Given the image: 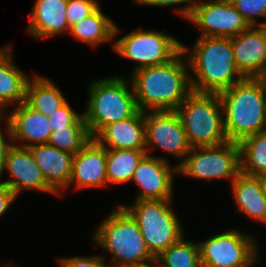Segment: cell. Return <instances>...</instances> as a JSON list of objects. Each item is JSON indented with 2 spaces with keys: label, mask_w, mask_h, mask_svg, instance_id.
<instances>
[{
  "label": "cell",
  "mask_w": 266,
  "mask_h": 267,
  "mask_svg": "<svg viewBox=\"0 0 266 267\" xmlns=\"http://www.w3.org/2000/svg\"><path fill=\"white\" fill-rule=\"evenodd\" d=\"M29 149L46 183L61 196L68 188L74 154L48 144L35 145Z\"/></svg>",
  "instance_id": "cell-18"
},
{
  "label": "cell",
  "mask_w": 266,
  "mask_h": 267,
  "mask_svg": "<svg viewBox=\"0 0 266 267\" xmlns=\"http://www.w3.org/2000/svg\"><path fill=\"white\" fill-rule=\"evenodd\" d=\"M48 121L52 127V131L64 127H87L83 114L80 115L73 110L68 101L50 114Z\"/></svg>",
  "instance_id": "cell-29"
},
{
  "label": "cell",
  "mask_w": 266,
  "mask_h": 267,
  "mask_svg": "<svg viewBox=\"0 0 266 267\" xmlns=\"http://www.w3.org/2000/svg\"><path fill=\"white\" fill-rule=\"evenodd\" d=\"M5 130L14 145L30 148L47 144L52 127L48 117L30 107L25 101L15 106L10 114L5 113ZM19 141V142H18ZM22 144H21V143ZM18 143H20L18 145Z\"/></svg>",
  "instance_id": "cell-16"
},
{
  "label": "cell",
  "mask_w": 266,
  "mask_h": 267,
  "mask_svg": "<svg viewBox=\"0 0 266 267\" xmlns=\"http://www.w3.org/2000/svg\"><path fill=\"white\" fill-rule=\"evenodd\" d=\"M264 195H265V199H266V177H265V184H264Z\"/></svg>",
  "instance_id": "cell-39"
},
{
  "label": "cell",
  "mask_w": 266,
  "mask_h": 267,
  "mask_svg": "<svg viewBox=\"0 0 266 267\" xmlns=\"http://www.w3.org/2000/svg\"><path fill=\"white\" fill-rule=\"evenodd\" d=\"M92 237L97 246L110 254L113 267H140L155 261L138 224L120 205L114 207Z\"/></svg>",
  "instance_id": "cell-4"
},
{
  "label": "cell",
  "mask_w": 266,
  "mask_h": 267,
  "mask_svg": "<svg viewBox=\"0 0 266 267\" xmlns=\"http://www.w3.org/2000/svg\"><path fill=\"white\" fill-rule=\"evenodd\" d=\"M237 229L226 230L199 243L202 267H253L259 247L253 236Z\"/></svg>",
  "instance_id": "cell-10"
},
{
  "label": "cell",
  "mask_w": 266,
  "mask_h": 267,
  "mask_svg": "<svg viewBox=\"0 0 266 267\" xmlns=\"http://www.w3.org/2000/svg\"><path fill=\"white\" fill-rule=\"evenodd\" d=\"M172 200H137L122 206L138 224L150 253L156 258L184 236Z\"/></svg>",
  "instance_id": "cell-7"
},
{
  "label": "cell",
  "mask_w": 266,
  "mask_h": 267,
  "mask_svg": "<svg viewBox=\"0 0 266 267\" xmlns=\"http://www.w3.org/2000/svg\"><path fill=\"white\" fill-rule=\"evenodd\" d=\"M16 198L13 191L5 183L0 181V217L10 209V206Z\"/></svg>",
  "instance_id": "cell-34"
},
{
  "label": "cell",
  "mask_w": 266,
  "mask_h": 267,
  "mask_svg": "<svg viewBox=\"0 0 266 267\" xmlns=\"http://www.w3.org/2000/svg\"><path fill=\"white\" fill-rule=\"evenodd\" d=\"M12 45L0 48V109L8 113L9 106L25 101L26 85L30 78L15 65L12 59ZM8 109V111H6Z\"/></svg>",
  "instance_id": "cell-22"
},
{
  "label": "cell",
  "mask_w": 266,
  "mask_h": 267,
  "mask_svg": "<svg viewBox=\"0 0 266 267\" xmlns=\"http://www.w3.org/2000/svg\"><path fill=\"white\" fill-rule=\"evenodd\" d=\"M133 2L137 5H145V6H157V7H166V6H178L179 4H185V7H179L175 12L178 13L184 19H188V17L192 14L195 7L199 4L200 0H133Z\"/></svg>",
  "instance_id": "cell-32"
},
{
  "label": "cell",
  "mask_w": 266,
  "mask_h": 267,
  "mask_svg": "<svg viewBox=\"0 0 266 267\" xmlns=\"http://www.w3.org/2000/svg\"><path fill=\"white\" fill-rule=\"evenodd\" d=\"M2 120H0L1 123ZM4 133L2 132V129L0 127V174L3 172L4 166H5V160L6 155L9 150V148L13 145L11 142L9 143L5 138Z\"/></svg>",
  "instance_id": "cell-35"
},
{
  "label": "cell",
  "mask_w": 266,
  "mask_h": 267,
  "mask_svg": "<svg viewBox=\"0 0 266 267\" xmlns=\"http://www.w3.org/2000/svg\"><path fill=\"white\" fill-rule=\"evenodd\" d=\"M94 139L106 149L145 150L144 112L106 125Z\"/></svg>",
  "instance_id": "cell-19"
},
{
  "label": "cell",
  "mask_w": 266,
  "mask_h": 267,
  "mask_svg": "<svg viewBox=\"0 0 266 267\" xmlns=\"http://www.w3.org/2000/svg\"><path fill=\"white\" fill-rule=\"evenodd\" d=\"M187 68L189 64L181 50L168 63L133 71L130 78L138 109L175 111L193 91Z\"/></svg>",
  "instance_id": "cell-1"
},
{
  "label": "cell",
  "mask_w": 266,
  "mask_h": 267,
  "mask_svg": "<svg viewBox=\"0 0 266 267\" xmlns=\"http://www.w3.org/2000/svg\"><path fill=\"white\" fill-rule=\"evenodd\" d=\"M8 171L10 178L1 180L4 171ZM0 181L5 183L16 195L20 192L34 189L37 191L58 194L46 183L39 166L34 161L29 148L13 145L9 148L3 172L0 174Z\"/></svg>",
  "instance_id": "cell-14"
},
{
  "label": "cell",
  "mask_w": 266,
  "mask_h": 267,
  "mask_svg": "<svg viewBox=\"0 0 266 267\" xmlns=\"http://www.w3.org/2000/svg\"><path fill=\"white\" fill-rule=\"evenodd\" d=\"M240 172V148L234 141L193 147L177 167V174L201 180L229 179L232 182Z\"/></svg>",
  "instance_id": "cell-8"
},
{
  "label": "cell",
  "mask_w": 266,
  "mask_h": 267,
  "mask_svg": "<svg viewBox=\"0 0 266 267\" xmlns=\"http://www.w3.org/2000/svg\"><path fill=\"white\" fill-rule=\"evenodd\" d=\"M99 6L98 0H68L66 10L68 27L91 15Z\"/></svg>",
  "instance_id": "cell-31"
},
{
  "label": "cell",
  "mask_w": 266,
  "mask_h": 267,
  "mask_svg": "<svg viewBox=\"0 0 266 267\" xmlns=\"http://www.w3.org/2000/svg\"><path fill=\"white\" fill-rule=\"evenodd\" d=\"M174 173L177 174V167L170 166L167 158L146 154L138 163L131 179L139 187L135 201L172 200Z\"/></svg>",
  "instance_id": "cell-13"
},
{
  "label": "cell",
  "mask_w": 266,
  "mask_h": 267,
  "mask_svg": "<svg viewBox=\"0 0 266 267\" xmlns=\"http://www.w3.org/2000/svg\"><path fill=\"white\" fill-rule=\"evenodd\" d=\"M193 147L218 146L228 142L218 93L192 91L175 110Z\"/></svg>",
  "instance_id": "cell-6"
},
{
  "label": "cell",
  "mask_w": 266,
  "mask_h": 267,
  "mask_svg": "<svg viewBox=\"0 0 266 267\" xmlns=\"http://www.w3.org/2000/svg\"><path fill=\"white\" fill-rule=\"evenodd\" d=\"M5 119V113L0 109V120Z\"/></svg>",
  "instance_id": "cell-37"
},
{
  "label": "cell",
  "mask_w": 266,
  "mask_h": 267,
  "mask_svg": "<svg viewBox=\"0 0 266 267\" xmlns=\"http://www.w3.org/2000/svg\"><path fill=\"white\" fill-rule=\"evenodd\" d=\"M153 263H154V265H152ZM155 264H157L156 261L151 262V263H149V264L142 265V266H140V267H162L160 264H159L158 266L155 265Z\"/></svg>",
  "instance_id": "cell-36"
},
{
  "label": "cell",
  "mask_w": 266,
  "mask_h": 267,
  "mask_svg": "<svg viewBox=\"0 0 266 267\" xmlns=\"http://www.w3.org/2000/svg\"><path fill=\"white\" fill-rule=\"evenodd\" d=\"M238 145L240 171L251 176L266 177V132L246 136Z\"/></svg>",
  "instance_id": "cell-25"
},
{
  "label": "cell",
  "mask_w": 266,
  "mask_h": 267,
  "mask_svg": "<svg viewBox=\"0 0 266 267\" xmlns=\"http://www.w3.org/2000/svg\"><path fill=\"white\" fill-rule=\"evenodd\" d=\"M2 267H15V266L14 265H11L9 263L8 264L5 263L4 265H2Z\"/></svg>",
  "instance_id": "cell-38"
},
{
  "label": "cell",
  "mask_w": 266,
  "mask_h": 267,
  "mask_svg": "<svg viewBox=\"0 0 266 267\" xmlns=\"http://www.w3.org/2000/svg\"><path fill=\"white\" fill-rule=\"evenodd\" d=\"M106 162L107 149L91 138L73 157L68 189L74 184L78 190L108 186Z\"/></svg>",
  "instance_id": "cell-17"
},
{
  "label": "cell",
  "mask_w": 266,
  "mask_h": 267,
  "mask_svg": "<svg viewBox=\"0 0 266 267\" xmlns=\"http://www.w3.org/2000/svg\"><path fill=\"white\" fill-rule=\"evenodd\" d=\"M119 30L115 22L101 11L100 5L91 15L70 27L69 33L79 42L95 48L103 42H112Z\"/></svg>",
  "instance_id": "cell-23"
},
{
  "label": "cell",
  "mask_w": 266,
  "mask_h": 267,
  "mask_svg": "<svg viewBox=\"0 0 266 267\" xmlns=\"http://www.w3.org/2000/svg\"><path fill=\"white\" fill-rule=\"evenodd\" d=\"M105 260L104 255L97 254L94 256L63 257L58 259V263L60 267H113Z\"/></svg>",
  "instance_id": "cell-33"
},
{
  "label": "cell",
  "mask_w": 266,
  "mask_h": 267,
  "mask_svg": "<svg viewBox=\"0 0 266 267\" xmlns=\"http://www.w3.org/2000/svg\"><path fill=\"white\" fill-rule=\"evenodd\" d=\"M67 99L50 79L38 74L29 78L26 85L25 102L47 117L62 106Z\"/></svg>",
  "instance_id": "cell-24"
},
{
  "label": "cell",
  "mask_w": 266,
  "mask_h": 267,
  "mask_svg": "<svg viewBox=\"0 0 266 267\" xmlns=\"http://www.w3.org/2000/svg\"><path fill=\"white\" fill-rule=\"evenodd\" d=\"M187 20L198 27V37L231 38L250 27L230 0H200Z\"/></svg>",
  "instance_id": "cell-12"
},
{
  "label": "cell",
  "mask_w": 266,
  "mask_h": 267,
  "mask_svg": "<svg viewBox=\"0 0 266 267\" xmlns=\"http://www.w3.org/2000/svg\"><path fill=\"white\" fill-rule=\"evenodd\" d=\"M88 88L89 98L83 117L92 138L106 125L127 119L139 110L132 83L124 77L96 79Z\"/></svg>",
  "instance_id": "cell-5"
},
{
  "label": "cell",
  "mask_w": 266,
  "mask_h": 267,
  "mask_svg": "<svg viewBox=\"0 0 266 267\" xmlns=\"http://www.w3.org/2000/svg\"><path fill=\"white\" fill-rule=\"evenodd\" d=\"M91 138L87 127H64L53 130L47 144L75 155Z\"/></svg>",
  "instance_id": "cell-28"
},
{
  "label": "cell",
  "mask_w": 266,
  "mask_h": 267,
  "mask_svg": "<svg viewBox=\"0 0 266 267\" xmlns=\"http://www.w3.org/2000/svg\"><path fill=\"white\" fill-rule=\"evenodd\" d=\"M229 141L263 132L266 126V84L263 78H243L218 93Z\"/></svg>",
  "instance_id": "cell-3"
},
{
  "label": "cell",
  "mask_w": 266,
  "mask_h": 267,
  "mask_svg": "<svg viewBox=\"0 0 266 267\" xmlns=\"http://www.w3.org/2000/svg\"><path fill=\"white\" fill-rule=\"evenodd\" d=\"M230 39L238 72L244 78H263L266 73V26H250Z\"/></svg>",
  "instance_id": "cell-15"
},
{
  "label": "cell",
  "mask_w": 266,
  "mask_h": 267,
  "mask_svg": "<svg viewBox=\"0 0 266 267\" xmlns=\"http://www.w3.org/2000/svg\"><path fill=\"white\" fill-rule=\"evenodd\" d=\"M230 184L238 206L237 211L266 224L265 177L240 172Z\"/></svg>",
  "instance_id": "cell-21"
},
{
  "label": "cell",
  "mask_w": 266,
  "mask_h": 267,
  "mask_svg": "<svg viewBox=\"0 0 266 267\" xmlns=\"http://www.w3.org/2000/svg\"><path fill=\"white\" fill-rule=\"evenodd\" d=\"M145 151L150 155L156 146L173 157L181 159L178 167L189 153L191 146L188 142L182 121L176 111L144 112Z\"/></svg>",
  "instance_id": "cell-11"
},
{
  "label": "cell",
  "mask_w": 266,
  "mask_h": 267,
  "mask_svg": "<svg viewBox=\"0 0 266 267\" xmlns=\"http://www.w3.org/2000/svg\"><path fill=\"white\" fill-rule=\"evenodd\" d=\"M263 80L265 81V84H266V73H265V75L263 77Z\"/></svg>",
  "instance_id": "cell-40"
},
{
  "label": "cell",
  "mask_w": 266,
  "mask_h": 267,
  "mask_svg": "<svg viewBox=\"0 0 266 267\" xmlns=\"http://www.w3.org/2000/svg\"><path fill=\"white\" fill-rule=\"evenodd\" d=\"M68 0H35L27 33L43 39L69 32L66 10Z\"/></svg>",
  "instance_id": "cell-20"
},
{
  "label": "cell",
  "mask_w": 266,
  "mask_h": 267,
  "mask_svg": "<svg viewBox=\"0 0 266 267\" xmlns=\"http://www.w3.org/2000/svg\"><path fill=\"white\" fill-rule=\"evenodd\" d=\"M191 48L182 44L194 92L219 93L244 78L235 65L230 38L198 37Z\"/></svg>",
  "instance_id": "cell-2"
},
{
  "label": "cell",
  "mask_w": 266,
  "mask_h": 267,
  "mask_svg": "<svg viewBox=\"0 0 266 267\" xmlns=\"http://www.w3.org/2000/svg\"><path fill=\"white\" fill-rule=\"evenodd\" d=\"M235 9L245 18L250 26H266V21L259 22L257 17L266 20V0H230Z\"/></svg>",
  "instance_id": "cell-30"
},
{
  "label": "cell",
  "mask_w": 266,
  "mask_h": 267,
  "mask_svg": "<svg viewBox=\"0 0 266 267\" xmlns=\"http://www.w3.org/2000/svg\"><path fill=\"white\" fill-rule=\"evenodd\" d=\"M155 261L162 267H202L199 244L186 241L184 237L161 252Z\"/></svg>",
  "instance_id": "cell-27"
},
{
  "label": "cell",
  "mask_w": 266,
  "mask_h": 267,
  "mask_svg": "<svg viewBox=\"0 0 266 267\" xmlns=\"http://www.w3.org/2000/svg\"><path fill=\"white\" fill-rule=\"evenodd\" d=\"M113 50L124 58L138 62L133 71L143 67L163 65L181 50L182 43L171 35L142 28L113 41Z\"/></svg>",
  "instance_id": "cell-9"
},
{
  "label": "cell",
  "mask_w": 266,
  "mask_h": 267,
  "mask_svg": "<svg viewBox=\"0 0 266 267\" xmlns=\"http://www.w3.org/2000/svg\"><path fill=\"white\" fill-rule=\"evenodd\" d=\"M145 155V150L107 149L106 175L108 184L131 182L138 163Z\"/></svg>",
  "instance_id": "cell-26"
}]
</instances>
